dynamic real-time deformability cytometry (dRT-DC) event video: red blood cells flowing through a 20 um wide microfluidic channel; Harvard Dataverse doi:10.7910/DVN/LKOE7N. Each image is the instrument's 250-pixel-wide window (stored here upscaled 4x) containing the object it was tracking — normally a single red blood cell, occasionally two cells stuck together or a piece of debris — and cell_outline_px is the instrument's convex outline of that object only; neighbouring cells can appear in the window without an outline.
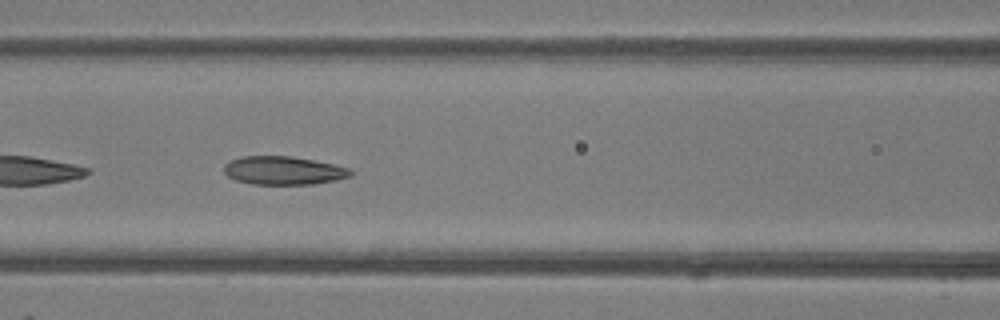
{"species": "common noctule bat (a hibernating species)", "species_latin": "Nyctalus noctula", "temperature_condition": "room temperature", "stored_images_in_passage": 34, "camera_frame_rate_fps": 3000, "um_per_image_px": 0.085, "animal": {"sex": "female"}, "frame": {"image": 1, "passage_image": 20, "time_ms": 6.333, "image_size_px": [1000, 320], "cell_outline_px": [[352, 176], [336, 180], [312, 184], [252, 184], [236, 180], [228, 176], [224, 172], [224, 164], [232, 160], [244, 156], [288, 156], [312, 160], [352, 168]], "centroid_in_image_um": [24.11, 14.5], "position_along_channel_um": 142.5, "area_um2": 20.81}}
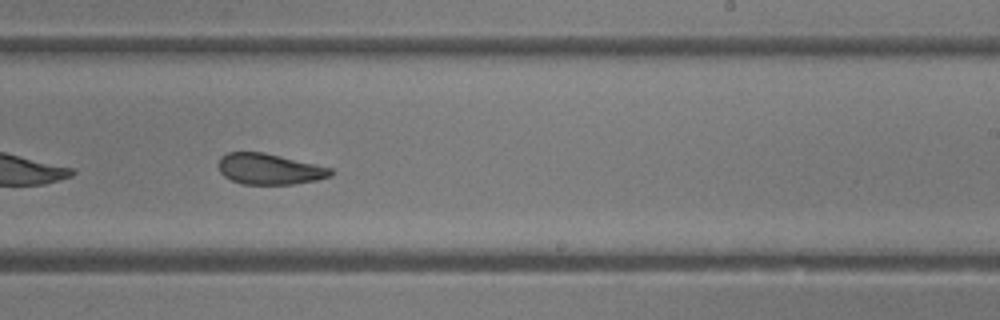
{"frame": {"image": 2, "passage_image": 29, "time_ms": 9.333, "image_size_px": [1000, 320], "cell_outline_px": [[332, 176], [316, 180], [292, 184], [244, 184], [232, 180], [224, 176], [220, 172], [216, 164], [220, 156], [228, 152], [264, 152], [332, 168]], "centroid_in_image_um": [22.86, 14.36], "position_along_channel_um": 266.1, "area_um2": 20.23}}